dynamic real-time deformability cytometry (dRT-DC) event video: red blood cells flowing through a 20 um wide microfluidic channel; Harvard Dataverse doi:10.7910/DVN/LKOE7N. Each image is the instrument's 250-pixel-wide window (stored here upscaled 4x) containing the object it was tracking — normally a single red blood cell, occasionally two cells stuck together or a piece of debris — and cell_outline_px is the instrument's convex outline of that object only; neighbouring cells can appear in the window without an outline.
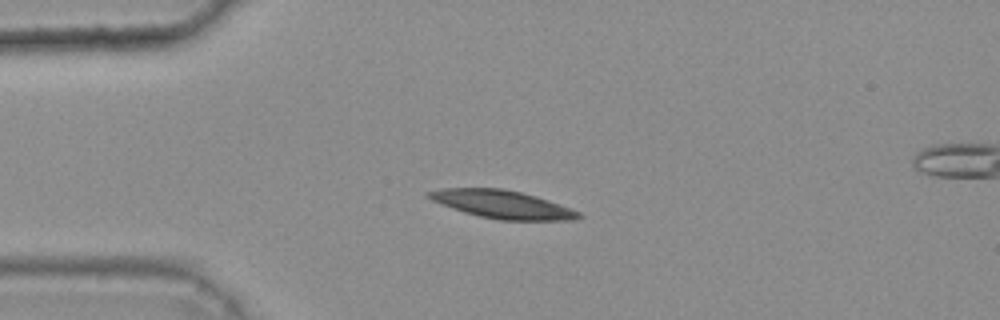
{"species": "common noctule bat (a hibernating species)", "species_latin": "Nyctalus noctula", "temperature_condition": "warm", "stored_images_in_passage": 34, "camera_frame_rate_fps": 3000, "um_per_image_px": 0.085, "animal": {"sex": "female", "body_mass_g": 25.1}, "frame": {"image": 1, "passage_image": 1, "time_ms": 0.0, "image_size_px": [1000, 320], "cell_outline_px": [[584, 216], [576, 220], [500, 220], [480, 216], [464, 212], [440, 204], [424, 196], [424, 192], [444, 188], [504, 188], [536, 196], [548, 200], [580, 212]], "centroid_in_image_um": [42.67, 17.37], "position_along_channel_um": 42.3, "area_um2": 24.51}}
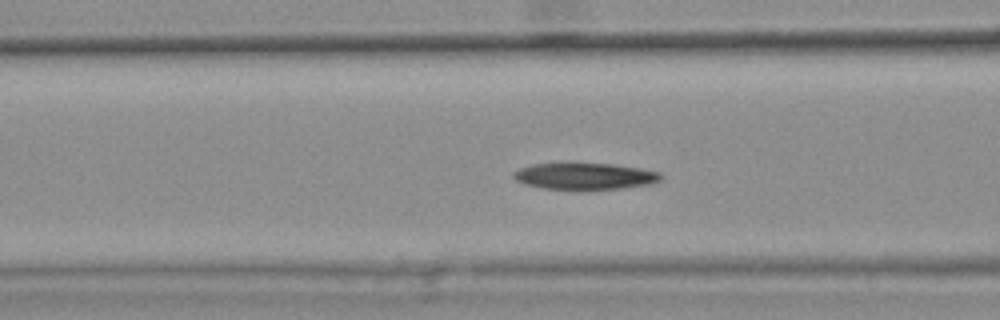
{"frame": {"image": 2, "passage_image": 9, "time_ms": 2.667, "image_size_px": [1000, 320], "cell_outline_px": [[664, 176], [660, 180], [652, 184], [620, 188], [544, 188], [524, 184], [516, 180], [512, 176], [512, 172], [520, 168], [532, 164], [568, 160], [572, 160], [612, 164], [640, 168], [660, 172]], "centroid_in_image_um": [49.67, 14.9], "position_along_channel_um": 116.9, "area_um2": 23.47}}
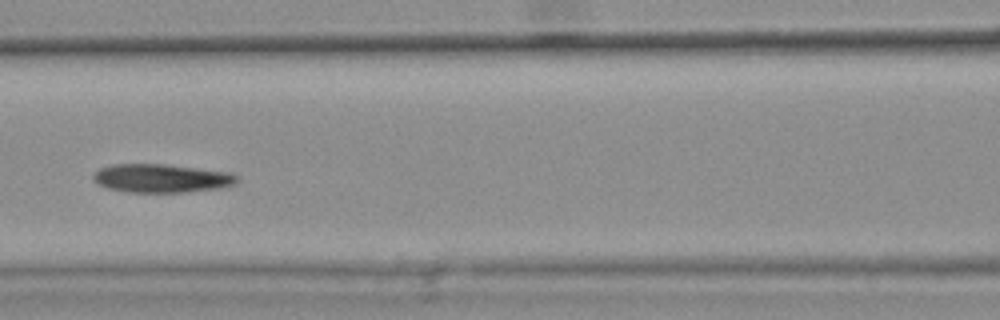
{"frame": {"image": 3, "passage_image": 12, "time_ms": 3.667, "image_size_px": [1000, 320], "cell_outline_px": [[240, 180], [236, 184], [224, 188], [184, 192], [128, 192], [108, 188], [92, 180], [92, 176], [100, 168], [112, 164], [164, 164], [232, 172]], "centroid_in_image_um": [13.78, 15.15], "position_along_channel_um": 152.8, "area_um2": 24.04}, "authors_computed_cell_mechanics": {"area_um2": 24.4783, "velocity_mm_per_s": 3.6135, "shape_relaxation_time_tau1_ms": null, "shape_relaxation_time_tau2_ms": 2.2842, "deformation_change_tau1": null, "deformation_change_tau2": 0.0695}}